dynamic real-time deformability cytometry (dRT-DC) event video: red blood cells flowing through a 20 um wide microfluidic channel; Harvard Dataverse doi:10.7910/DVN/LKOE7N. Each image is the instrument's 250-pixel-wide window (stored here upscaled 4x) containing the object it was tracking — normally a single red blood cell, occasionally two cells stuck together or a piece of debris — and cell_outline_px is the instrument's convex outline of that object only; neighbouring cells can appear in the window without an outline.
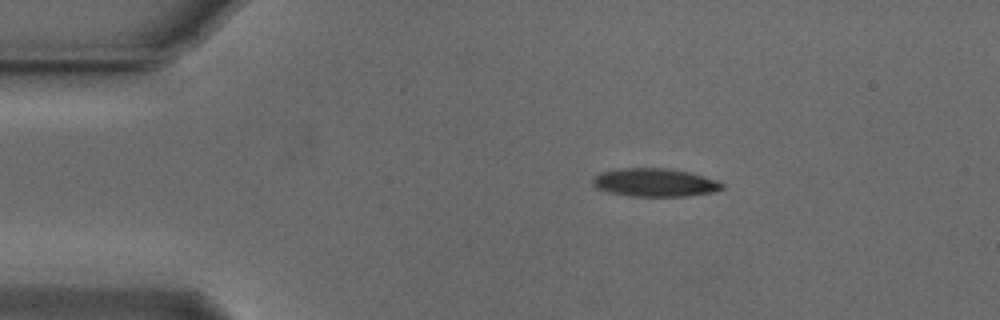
{"species": "Egyptian fruit bat (a non-hibernating species)", "species_latin": "Rousettus aegyptiacus", "temperature_condition": "cold", "stored_images_in_passage": 46, "camera_frame_rate_fps": 3000, "um_per_image_px": 0.085, "animal": {"sex": "male"}, "frame": {"image": 1, "passage_image": 1, "time_ms": 0.0, "image_size_px": [1000, 320], "cell_outline_px": [[724, 188], [712, 192], [688, 196], [632, 196], [608, 192], [596, 188], [592, 184], [592, 176], [600, 172], [620, 168], [664, 168], [688, 172], [704, 176], [716, 180], [724, 184]], "centroid_in_image_um": [55.62, 15.51], "position_along_channel_um": 29.4, "area_um2": 21.33}}
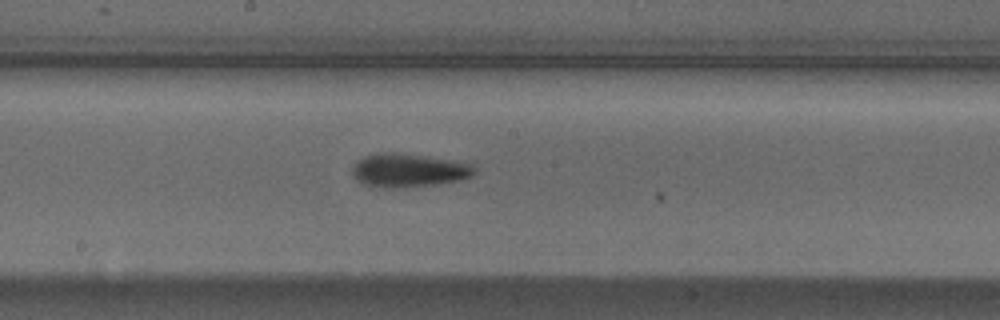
{"frame": {"image": 2, "passage_image": 20, "time_ms": 6.333, "image_size_px": [1000, 320], "cell_outline_px": [[476, 172], [472, 176], [460, 180], [436, 184], [396, 188], [384, 188], [364, 184], [356, 180], [352, 172], [352, 168], [356, 160], [364, 156], [376, 152], [396, 152], [428, 156], [456, 160], [472, 164], [476, 168]], "centroid_in_image_um": [34.73, 14.46], "position_along_channel_um": 213.5, "area_um2": 24.28}}
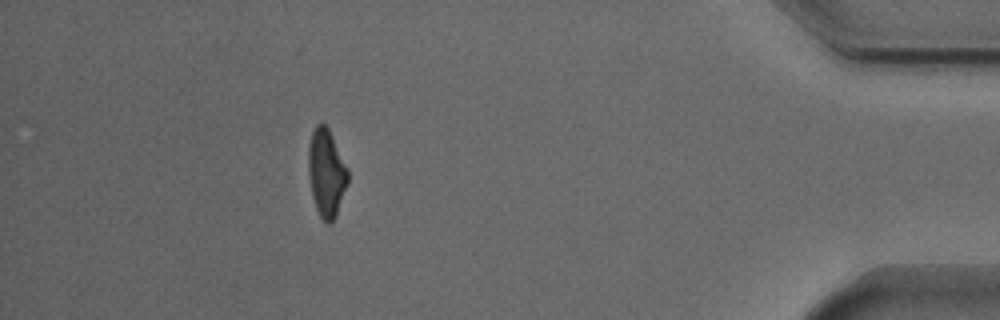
{"frame": {"image": 3, "passage_image": 40, "time_ms": 13.0, "image_size_px": [1000, 320], "cell_outline_px": [[348, 184], [336, 216], [332, 224], [328, 224], [320, 216], [316, 208], [312, 196], [308, 172], [308, 148], [312, 132], [316, 124], [324, 124], [328, 128], [348, 168]], "centroid_in_image_um": [27.75, 14.72], "position_along_channel_um": 407.5, "area_um2": 20.23}, "authors_computed_cell_mechanics": {"area_um2": 21.5305, "velocity_mm_per_s": 3.7469, "shape_relaxation_time_tau1_ms": 4.1894, "shape_relaxation_time_tau2_ms": 9.522, "deformation_change_tau1": 0.1403, "deformation_change_tau2": 0.202}}